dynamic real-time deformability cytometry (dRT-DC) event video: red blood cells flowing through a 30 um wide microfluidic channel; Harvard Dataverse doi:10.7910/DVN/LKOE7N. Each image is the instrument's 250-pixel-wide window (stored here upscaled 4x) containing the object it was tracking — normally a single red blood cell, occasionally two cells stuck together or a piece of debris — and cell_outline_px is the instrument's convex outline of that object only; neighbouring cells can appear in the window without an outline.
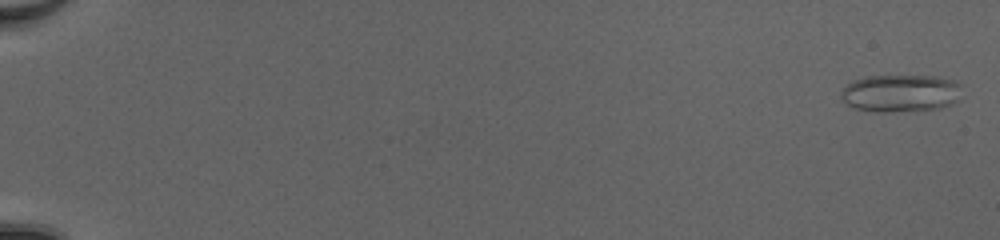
{"species": "common noctule bat (a hibernating species)", "species_latin": "Nyctalus noctula", "temperature_condition": "cold", "stored_images_in_passage": 52, "camera_frame_rate_fps": 3000, "um_per_image_px": 0.085, "animal": {"sex": "female", "body_mass_g": 20.0, "forearm_length_mm": 54.0}, "frame": {"image": 1, "passage_image": 2, "time_ms": 0.333, "image_size_px": [1000, 240], "cell_outline_px": [[960, 84], [956, 100], [952, 104], [940, 108], [916, 112], [872, 112], [856, 108], [848, 104], [840, 96], [840, 92], [852, 80], [864, 76], [936, 76], [956, 80]], "centroid_in_image_um": [76.54, 7.93], "position_along_channel_um": 8.5, "area_um2": 26.7}}
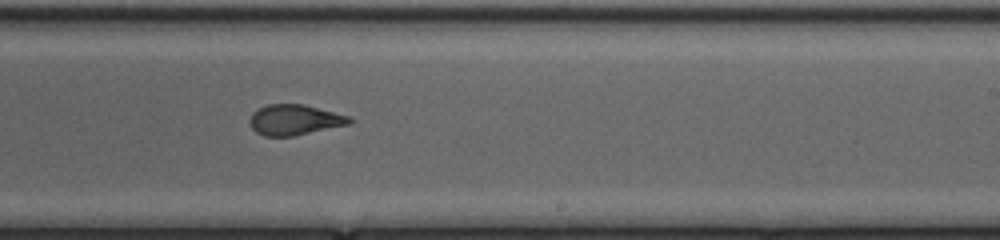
{"frame": {"image": 2, "passage_image": 35, "time_ms": 11.333, "image_size_px": [1000, 240], "cell_outline_px": [[352, 124], [292, 136], [264, 136], [256, 132], [252, 128], [248, 120], [252, 112], [256, 108], [268, 104], [304, 104], [348, 116], [352, 120]], "centroid_in_image_um": [25.0, 10.18], "position_along_channel_um": 264.0, "area_um2": 17.8}}
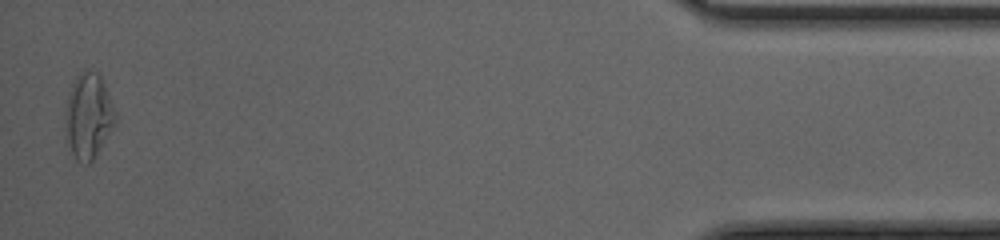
{"frame": {"image": 3, "passage_image": 52, "time_ms": 17.0, "image_size_px": [1000, 240], "cell_outline_px": [[116, 120], [100, 148], [92, 160], [88, 164], [80, 164], [76, 160], [72, 152], [68, 140], [64, 124], [64, 112], [68, 96], [72, 84], [76, 76], [84, 68], [88, 68], [96, 72], [100, 76], [104, 84], [116, 116]], "centroid_in_image_um": [7.47, 9.83], "position_along_channel_um": 427.7, "area_um2": 24.57}, "authors_computed_cell_mechanics": {"area_um2": 19.6231, "velocity_mm_per_s": 4.1673, "shape_relaxation_time_tau1_ms": 4.9278, "shape_relaxation_time_tau2_ms": 1.2375, "deformation_change_tau1": 0.1723, "deformation_change_tau2": 0.0966}}